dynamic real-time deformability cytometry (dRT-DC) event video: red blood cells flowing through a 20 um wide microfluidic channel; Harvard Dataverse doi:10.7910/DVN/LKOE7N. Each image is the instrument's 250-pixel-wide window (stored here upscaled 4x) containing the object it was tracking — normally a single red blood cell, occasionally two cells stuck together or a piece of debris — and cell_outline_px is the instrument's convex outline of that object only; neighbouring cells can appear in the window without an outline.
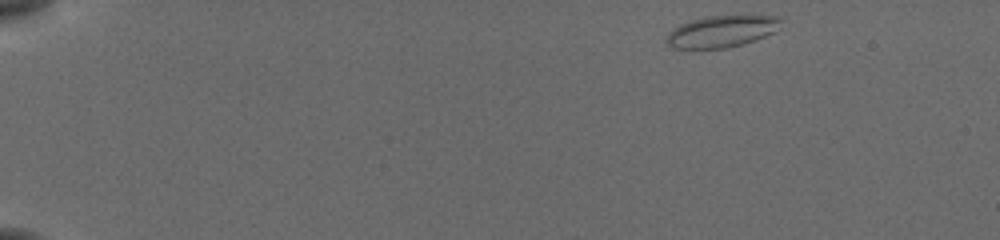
{"species": "common noctule bat (a hibernating species)", "species_latin": "Nyctalus noctula", "temperature_condition": "cold", "stored_images_in_passage": 47, "camera_frame_rate_fps": 3000, "um_per_image_px": 0.085, "animal": {"sex": "female", "body_mass_g": 19.5, "forearm_length_mm": 54.1}, "frame": {"image": 1, "passage_image": 1, "time_ms": 0.0, "image_size_px": [1000, 240], "cell_outline_px": [[780, 20], [772, 32], [764, 36], [728, 48], [672, 48], [664, 40], [664, 36], [672, 28], [680, 24], [692, 20], [708, 16], [776, 16]], "centroid_in_image_um": [61.2, 2.68], "position_along_channel_um": 23.8, "area_um2": 20.63}}
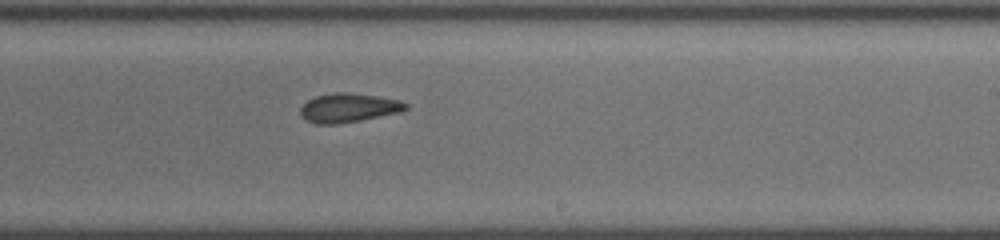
{"frame": {"image": 2, "passage_image": 29, "time_ms": 9.333, "image_size_px": [1000, 240], "cell_outline_px": [[408, 108], [396, 112], [360, 120], [336, 124], [316, 124], [304, 120], [300, 116], [300, 108], [308, 100], [316, 96], [336, 92], [348, 92], [376, 96], [396, 100], [408, 104]], "centroid_in_image_um": [29.54, 9.17], "position_along_channel_um": 259.5, "area_um2": 17.51}}
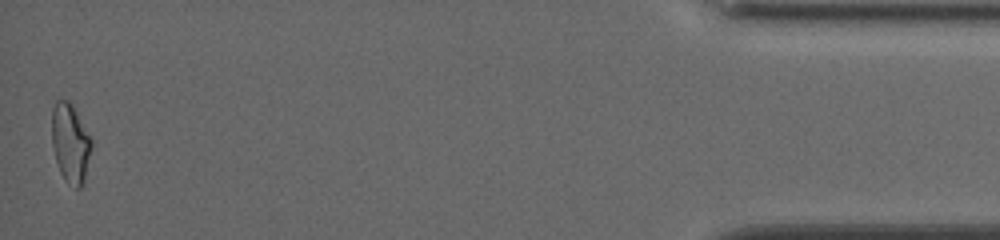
{"frame": {"image": 3, "passage_image": 47, "time_ms": 15.333, "image_size_px": [1000, 240], "cell_outline_px": [[92, 144], [84, 180], [80, 188], [76, 188], [68, 184], [64, 180], [60, 172], [56, 160], [52, 144], [52, 108], [56, 100], [68, 100], [72, 104], [92, 140]], "centroid_in_image_um": [5.97, 12.16], "position_along_channel_um": 429.2, "area_um2": 18.15}, "authors_computed_cell_mechanics": {"area_um2": 17.9758, "velocity_mm_per_s": 3.8318, "shape_relaxation_time_tau1_ms": 8.1514, "shape_relaxation_time_tau2_ms": 3.1109, "deformation_change_tau1": 0.1643, "deformation_change_tau2": 0.0989}}